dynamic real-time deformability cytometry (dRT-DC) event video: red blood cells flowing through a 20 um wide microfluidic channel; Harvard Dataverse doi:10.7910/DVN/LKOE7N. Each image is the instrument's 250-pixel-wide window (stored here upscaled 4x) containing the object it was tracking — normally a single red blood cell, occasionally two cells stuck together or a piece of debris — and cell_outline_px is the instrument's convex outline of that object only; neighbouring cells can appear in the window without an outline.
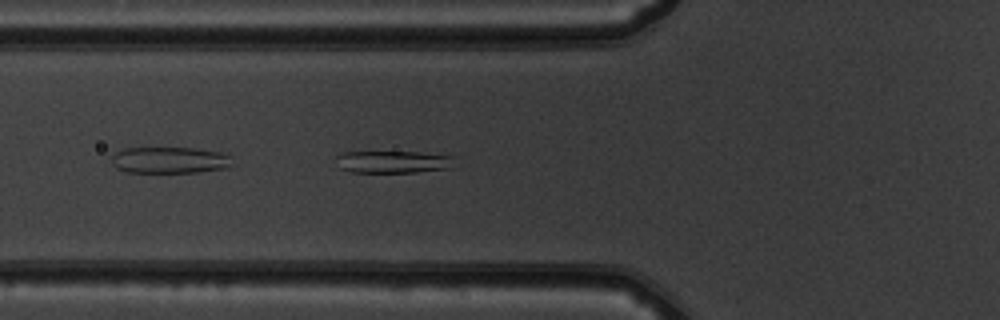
{"species": "common noctule bat (a hibernating species)", "species_latin": "Nyctalus noctula", "temperature_condition": "warm", "stored_images_in_passage": 52, "camera_frame_rate_fps": 3000, "um_per_image_px": 0.085, "animal": {"sex": "male", "body_mass_g": 19.5, "forearm_length_mm": 54.6}, "frame": {"image": 1, "passage_image": 19, "time_ms": 6.0, "image_size_px": [1000, 320], "cell_outline_px": [[452, 156], [448, 168], [416, 172], [352, 172], [340, 168], [336, 156], [340, 152], [416, 152]], "centroid_in_image_um": [33.31, 13.75], "position_along_channel_um": 92.5, "area_um2": 14.97}}
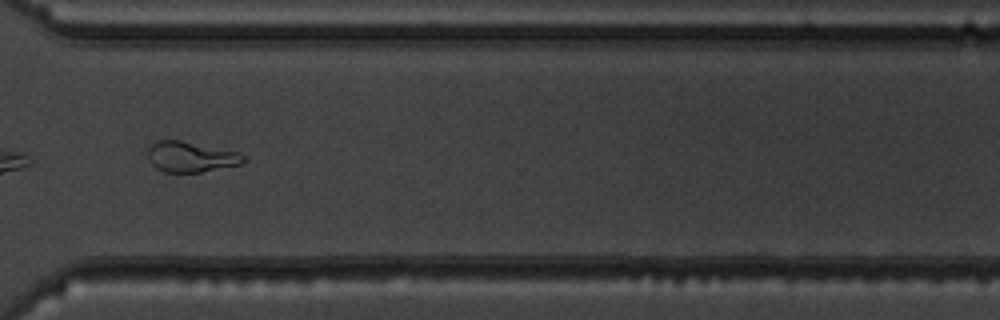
{"frame": {"image": 2, "passage_image": 39, "time_ms": 12.667, "image_size_px": [1000, 320], "cell_outline_px": [[248, 160], [240, 164], [200, 172], [164, 172], [156, 168], [148, 160], [148, 148], [156, 140], [180, 140], [240, 152]], "centroid_in_image_um": [16.22, 13.32], "position_along_channel_um": 354.4, "area_um2": 17.05}}
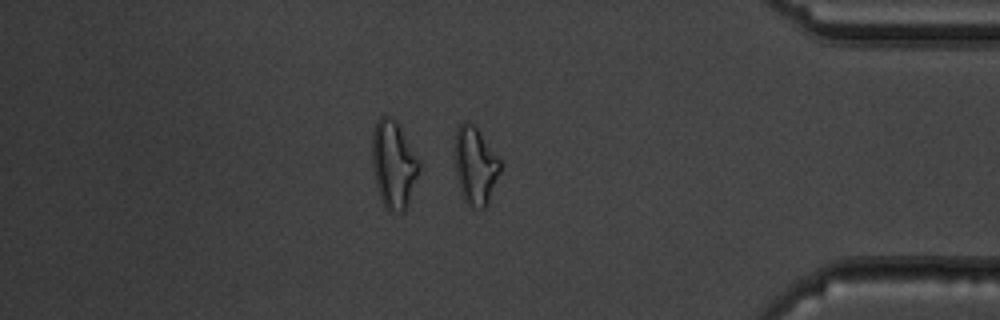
{"frame": {"image": 3, "passage_image": 44, "time_ms": 14.333, "image_size_px": [1000, 320], "cell_outline_px": [[500, 172], [488, 204], [484, 208], [472, 208], [464, 200], [460, 192], [456, 176], [452, 148], [456, 128], [464, 120], [472, 124], [476, 128], [500, 160]], "centroid_in_image_um": [40.34, 14.09], "position_along_channel_um": 394.9, "area_um2": 20.92}, "authors_computed_cell_mechanics": {"area_um2": 20.0855, "velocity_mm_per_s": 3.9278, "shape_relaxation_time_tau1_ms": 4.9775, "shape_relaxation_time_tau2_ms": 1.1908, "deformation_change_tau1": 0.2272, "deformation_change_tau2": 0.1046}}